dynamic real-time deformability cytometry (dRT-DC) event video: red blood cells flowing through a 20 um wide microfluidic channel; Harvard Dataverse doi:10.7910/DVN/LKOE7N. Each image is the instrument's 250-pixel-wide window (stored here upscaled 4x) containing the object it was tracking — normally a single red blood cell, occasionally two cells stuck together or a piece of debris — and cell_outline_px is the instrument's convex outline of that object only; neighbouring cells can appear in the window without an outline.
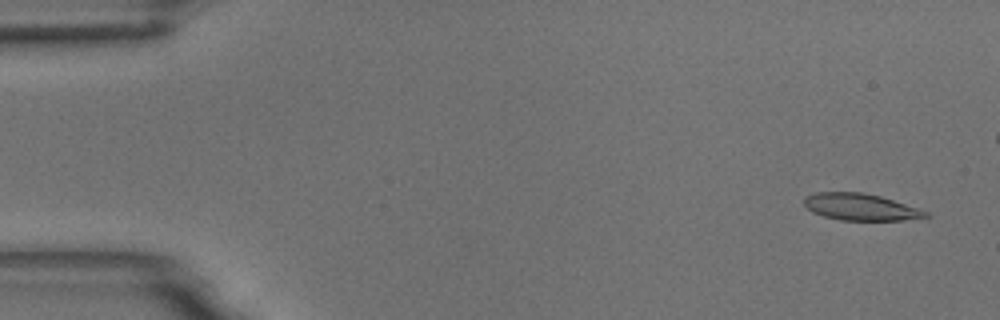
{"species": "common noctule bat (a hibernating species)", "species_latin": "Nyctalus noctula", "temperature_condition": "room temperature", "stored_images_in_passage": 50, "camera_frame_rate_fps": 3000, "um_per_image_px": 0.085, "animal": {"sex": "male", "body_mass_g": 18.8}, "frame": {"image": 1, "passage_image": 3, "time_ms": 0.667, "image_size_px": [1000, 320], "cell_outline_px": [[932, 216], [900, 220], [840, 220], [824, 216], [812, 212], [804, 204], [804, 196], [816, 192], [860, 192], [880, 196], [928, 212]], "centroid_in_image_um": [73.1, 17.59], "position_along_channel_um": 11.9, "area_um2": 18.73}}
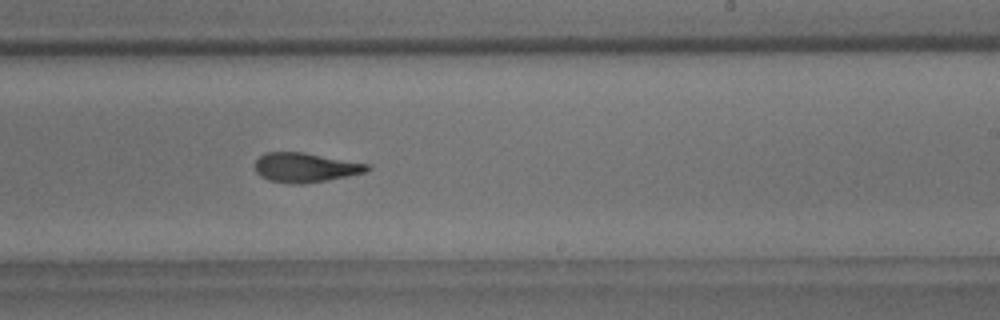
{"frame": {"image": 2, "passage_image": 34, "time_ms": 11.0, "image_size_px": [1000, 320], "cell_outline_px": [[372, 168], [364, 172], [348, 176], [304, 184], [292, 184], [268, 180], [260, 176], [256, 172], [256, 160], [264, 152], [304, 152], [368, 164]], "centroid_in_image_um": [25.93, 14.24], "position_along_channel_um": 263.1, "area_um2": 19.19}}
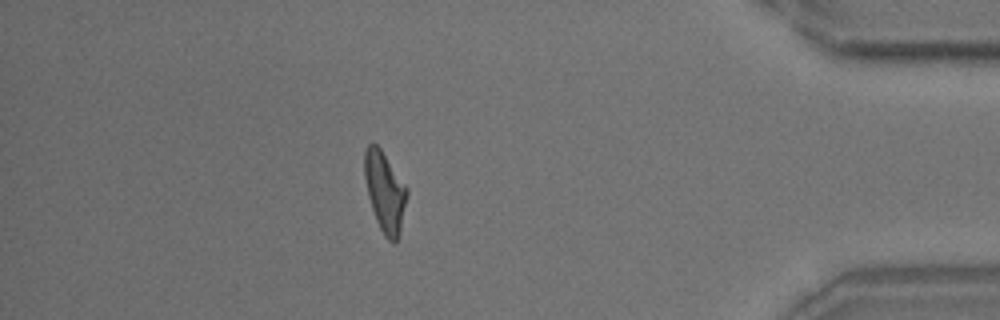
{"frame": {"image": 3, "passage_image": 49, "time_ms": 16.0, "image_size_px": [1000, 320], "cell_outline_px": [[408, 192], [400, 232], [396, 244], [392, 244], [384, 236], [376, 220], [368, 196], [364, 176], [364, 152], [368, 144], [376, 144], [380, 148], [408, 188]], "centroid_in_image_um": [32.72, 16.33], "position_along_channel_um": 402.5, "area_um2": 19.83}}